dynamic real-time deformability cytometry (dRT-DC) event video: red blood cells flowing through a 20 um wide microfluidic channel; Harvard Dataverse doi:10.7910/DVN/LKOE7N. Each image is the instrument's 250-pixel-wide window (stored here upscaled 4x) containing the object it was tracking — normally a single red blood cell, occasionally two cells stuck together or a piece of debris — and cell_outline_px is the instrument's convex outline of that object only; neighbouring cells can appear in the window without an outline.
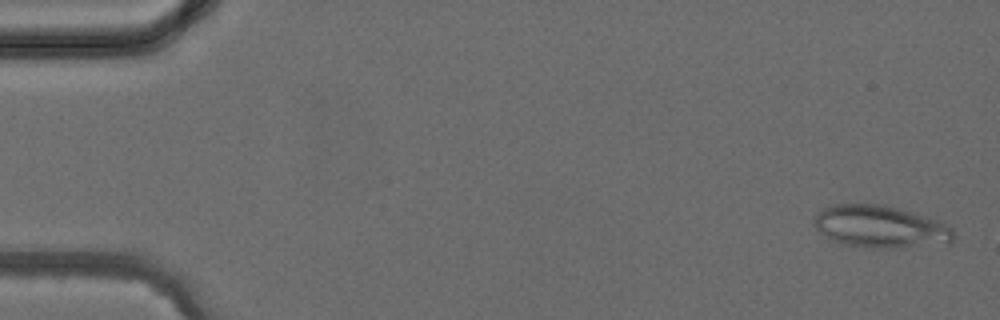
{"species": "common noctule bat (a hibernating species)", "species_latin": "Nyctalus noctula", "temperature_condition": "cold", "stored_images_in_passage": 3, "camera_frame_rate_fps": 3000, "um_per_image_px": 0.085, "animal": {"sex": "female", "body_mass_g": 24.6, "forearm_length_mm": 56.2}, "frame": {"image": 1, "passage_image": 1, "time_ms": 0.0, "image_size_px": [1000, 320], "cell_outline_px": [[952, 240], [948, 244], [896, 248], [868, 248], [844, 244], [832, 240], [816, 228], [812, 224], [816, 216], [824, 208], [836, 204], [880, 204], [912, 212], [940, 220], [948, 224], [952, 228]], "centroid_in_image_um": [74.87, 19.28], "position_along_channel_um": 10.1, "area_um2": 34.33}}